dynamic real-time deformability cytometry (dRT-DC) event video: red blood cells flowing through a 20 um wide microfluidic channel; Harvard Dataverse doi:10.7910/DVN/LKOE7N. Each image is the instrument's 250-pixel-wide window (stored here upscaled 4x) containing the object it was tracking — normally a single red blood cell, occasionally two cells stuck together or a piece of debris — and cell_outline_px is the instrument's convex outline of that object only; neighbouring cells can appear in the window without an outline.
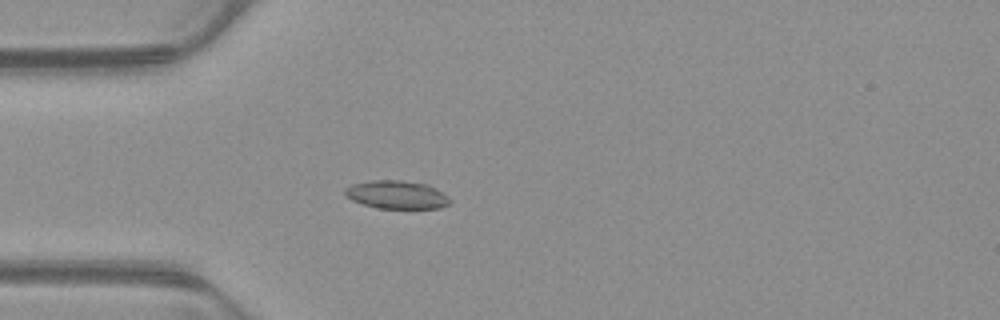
{"species": "common noctule bat (a hibernating species)", "species_latin": "Nyctalus noctula", "temperature_condition": "warm", "stored_images_in_passage": 53, "camera_frame_rate_fps": 3000, "um_per_image_px": 0.085, "animal": {"sex": "male", "body_mass_g": 23.1, "forearm_length_mm": 52.7}, "frame": {"image": 1, "passage_image": 15, "time_ms": 4.667, "image_size_px": [1000, 320], "cell_outline_px": [[452, 204], [440, 208], [376, 208], [352, 200], [344, 192], [344, 188], [352, 184], [368, 180], [400, 180], [428, 184], [448, 196], [452, 200]], "centroid_in_image_um": [33.75, 16.54], "position_along_channel_um": 51.3, "area_um2": 17.34}}
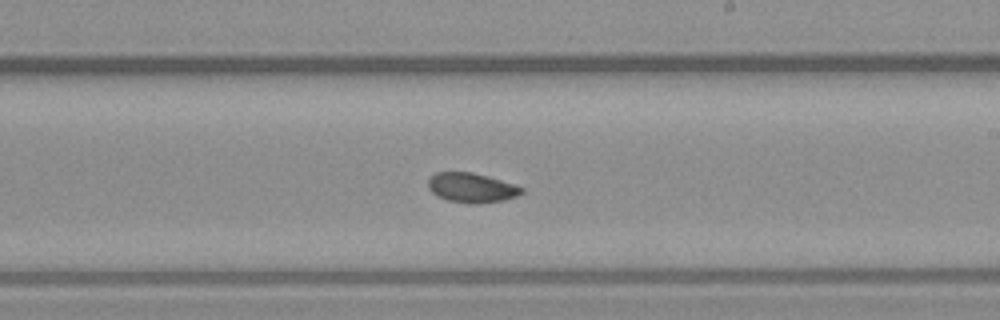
{"frame": {"image": 2, "passage_image": 31, "time_ms": 10.0, "image_size_px": [1000, 320], "cell_outline_px": [[524, 192], [516, 196], [504, 200], [476, 204], [472, 204], [448, 200], [436, 196], [428, 188], [428, 176], [436, 172], [472, 172], [488, 176], [516, 184], [524, 188]], "centroid_in_image_um": [40.08, 15.95], "position_along_channel_um": 248.9, "area_um2": 16.36}}
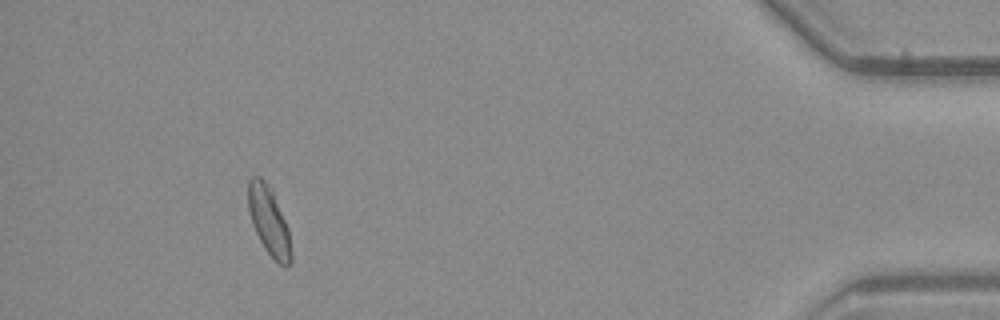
{"frame": {"image": 3, "passage_image": 49, "time_ms": 16.0, "image_size_px": [1000, 320], "cell_outline_px": [[292, 264], [284, 268], [264, 248], [252, 224], [248, 212], [248, 180], [252, 176], [260, 176], [272, 188], [288, 228], [292, 252]], "centroid_in_image_um": [22.87, 18.77], "position_along_channel_um": 412.3, "area_um2": 17.34}, "authors_computed_cell_mechanics": {"area_um2": 16.8776, "velocity_mm_per_s": 3.8604, "shape_relaxation_time_tau1_ms": 6.0148, "shape_relaxation_time_tau2_ms": 3.744, "deformation_change_tau1": 0.1264, "deformation_change_tau2": 0.0717}}